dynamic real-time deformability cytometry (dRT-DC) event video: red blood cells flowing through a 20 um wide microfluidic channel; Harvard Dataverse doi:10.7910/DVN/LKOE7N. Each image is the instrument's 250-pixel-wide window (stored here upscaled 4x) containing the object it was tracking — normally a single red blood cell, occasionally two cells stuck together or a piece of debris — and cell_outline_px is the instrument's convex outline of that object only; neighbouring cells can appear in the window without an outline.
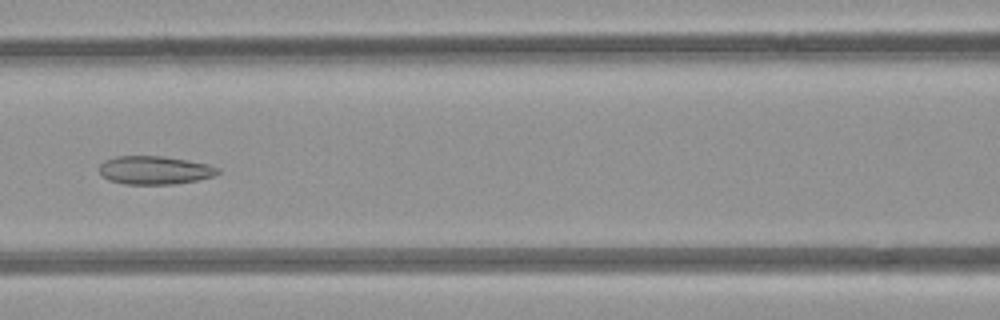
{"species": "common noctule bat (a hibernating species)", "species_latin": "Nyctalus noctula", "temperature_condition": "room temperature", "stored_images_in_passage": 6, "camera_frame_rate_fps": 3000, "um_per_image_px": 0.085, "animal": {"sex": "female", "body_mass_g": 21.9}, "frame": {"image": 1, "passage_image": 6, "time_ms": 5.667, "image_size_px": [1000, 320], "cell_outline_px": [[220, 172], [212, 176], [196, 180], [176, 184], [124, 184], [108, 180], [100, 172], [100, 164], [104, 160], [116, 156], [164, 156], [208, 164], [220, 168]], "centroid_in_image_um": [13.14, 14.46], "position_along_channel_um": 153.5, "area_um2": 19.54}}